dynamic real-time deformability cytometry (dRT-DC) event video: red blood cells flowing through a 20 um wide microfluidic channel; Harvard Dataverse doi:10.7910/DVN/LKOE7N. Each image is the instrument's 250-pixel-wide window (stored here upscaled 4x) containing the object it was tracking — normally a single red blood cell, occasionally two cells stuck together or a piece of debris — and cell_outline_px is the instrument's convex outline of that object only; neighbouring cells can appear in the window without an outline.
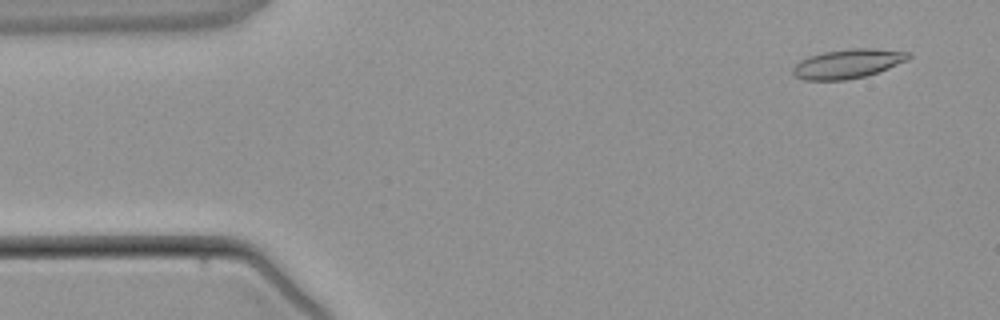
{"species": "common noctule bat (a hibernating species)", "species_latin": "Nyctalus noctula", "temperature_condition": "warm", "stored_images_in_passage": 3, "camera_frame_rate_fps": 3000, "um_per_image_px": 0.085, "animal": {"sex": "male", "body_mass_g": 21.5, "forearm_length_mm": 52.0}, "frame": {"image": 1, "passage_image": 1, "time_ms": 0.0, "image_size_px": [1000, 320], "cell_outline_px": [[912, 56], [908, 60], [888, 68], [864, 76], [844, 80], [804, 80], [796, 76], [792, 72], [792, 68], [800, 60], [808, 56], [824, 52], [852, 48], [872, 48], [912, 52]], "centroid_in_image_um": [72.07, 5.4], "position_along_channel_um": 12.9, "area_um2": 19.65}}
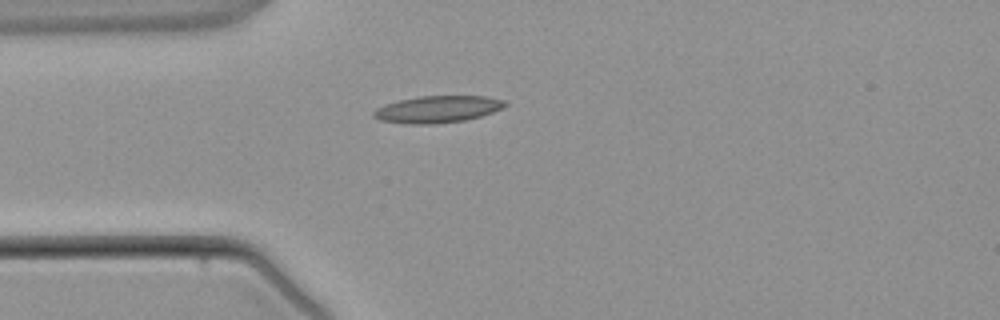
{"frame": {"image": 2, "passage_image": 3, "time_ms": 2.667, "image_size_px": [1000, 320], "cell_outline_px": [[508, 104], [492, 112], [480, 116], [464, 120], [436, 124], [404, 124], [380, 120], [372, 116], [372, 112], [376, 108], [384, 104], [400, 100], [420, 96], [484, 96], [504, 100]], "centroid_in_image_um": [37.14, 9.29], "position_along_channel_um": 47.9, "area_um2": 20.58}}